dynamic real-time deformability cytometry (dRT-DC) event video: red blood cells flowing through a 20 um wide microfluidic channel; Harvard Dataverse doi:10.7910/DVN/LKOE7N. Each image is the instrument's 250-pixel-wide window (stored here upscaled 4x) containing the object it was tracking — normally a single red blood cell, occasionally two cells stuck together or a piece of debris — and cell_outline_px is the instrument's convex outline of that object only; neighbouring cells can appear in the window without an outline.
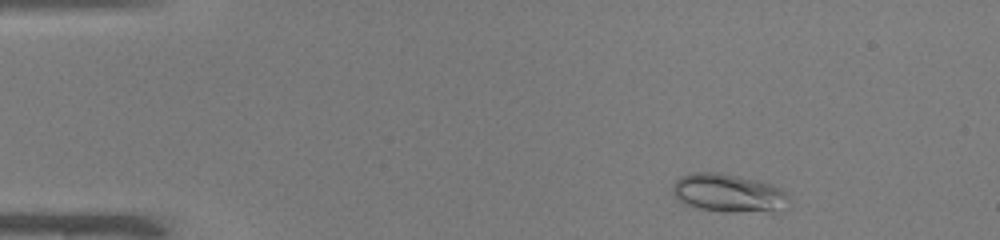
{"species": "common noctule bat (a hibernating species)", "species_latin": "Nyctalus noctula", "temperature_condition": "warm", "stored_images_in_passage": 47, "camera_frame_rate_fps": 3000, "um_per_image_px": 0.085, "animal": {"sex": "male", "body_mass_g": 19.0, "forearm_length_mm": 50.8}, "frame": {"image": 1, "passage_image": 4, "time_ms": 1.0, "image_size_px": [1000, 240], "cell_outline_px": [[788, 200], [776, 212], [724, 212], [700, 208], [684, 204], [672, 192], [672, 184], [680, 176], [692, 172], [716, 172], [756, 180], [772, 184], [780, 188], [788, 196]], "centroid_in_image_um": [61.88, 16.41], "position_along_channel_um": 23.1, "area_um2": 25.84}}
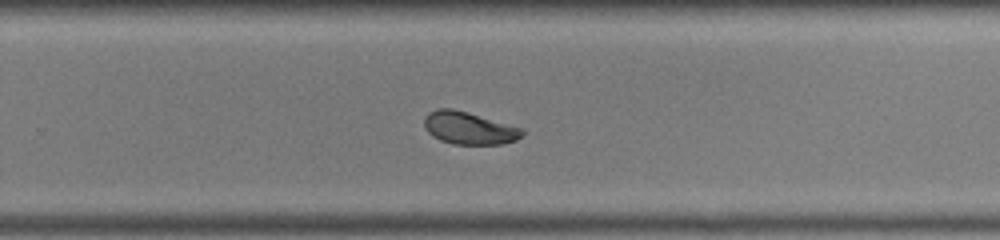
{"frame": {"image": 2, "passage_image": 30, "time_ms": 9.667, "image_size_px": [1000, 240], "cell_outline_px": [[524, 132], [516, 140], [500, 144], [452, 144], [440, 140], [432, 136], [424, 128], [424, 116], [428, 112], [436, 108], [452, 108], [468, 112], [524, 128]], "centroid_in_image_um": [39.83, 10.87], "position_along_channel_um": 290.0, "area_um2": 18.73}}
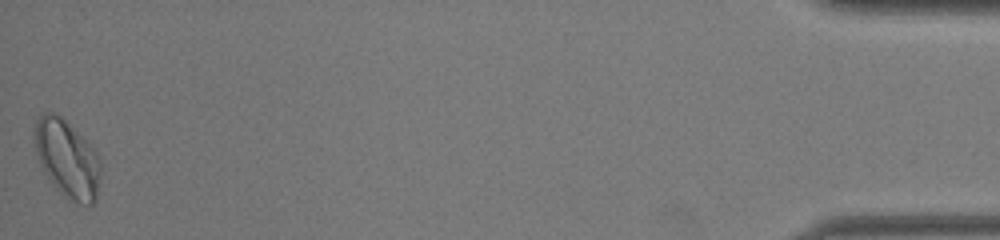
{"frame": {"image": 3, "passage_image": 47, "time_ms": 15.333, "image_size_px": [1000, 240], "cell_outline_px": [[100, 176], [96, 200], [92, 204], [80, 204], [64, 196], [48, 180], [40, 164], [36, 152], [36, 120], [44, 112], [52, 112], [60, 116], [96, 152], [100, 160]], "centroid_in_image_um": [5.72, 13.54], "position_along_channel_um": 429.5, "area_um2": 29.19}, "authors_computed_cell_mechanics": {"area_um2": 19.8832, "velocity_mm_per_s": 4.0412, "shape_relaxation_time_tau1_ms": 3.4738, "shape_relaxation_time_tau2_ms": 5.7334, "deformation_change_tau1": 0.1131, "deformation_change_tau2": 0.0892}}